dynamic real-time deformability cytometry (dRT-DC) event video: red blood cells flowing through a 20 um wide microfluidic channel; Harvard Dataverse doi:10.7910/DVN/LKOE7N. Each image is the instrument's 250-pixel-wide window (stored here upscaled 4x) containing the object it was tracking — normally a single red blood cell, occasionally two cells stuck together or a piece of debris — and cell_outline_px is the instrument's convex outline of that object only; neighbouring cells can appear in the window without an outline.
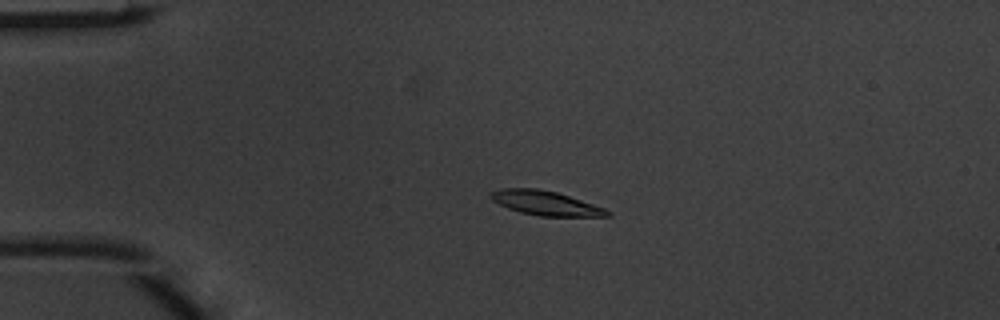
{"species": "common noctule bat (a hibernating species)", "species_latin": "Nyctalus noctula", "temperature_condition": "warm", "stored_images_in_passage": 5, "segment_of_instrument_passage": [1, 2], "camera_frame_rate_fps": 3000, "um_per_image_px": 0.085, "animal": {"sex": "male", "body_mass_g": 20.1, "forearm_length_mm": 53.5}, "frame": {"image": 1, "passage_image": 3, "time_ms": 0.667, "image_size_px": [1000, 320], "cell_outline_px": [[612, 216], [540, 216], [520, 212], [508, 208], [492, 200], [488, 196], [492, 192], [500, 188], [536, 188], [556, 192], [604, 208], [612, 212]], "centroid_in_image_um": [46.35, 17.26], "position_along_channel_um": 38.6, "area_um2": 16.36}}